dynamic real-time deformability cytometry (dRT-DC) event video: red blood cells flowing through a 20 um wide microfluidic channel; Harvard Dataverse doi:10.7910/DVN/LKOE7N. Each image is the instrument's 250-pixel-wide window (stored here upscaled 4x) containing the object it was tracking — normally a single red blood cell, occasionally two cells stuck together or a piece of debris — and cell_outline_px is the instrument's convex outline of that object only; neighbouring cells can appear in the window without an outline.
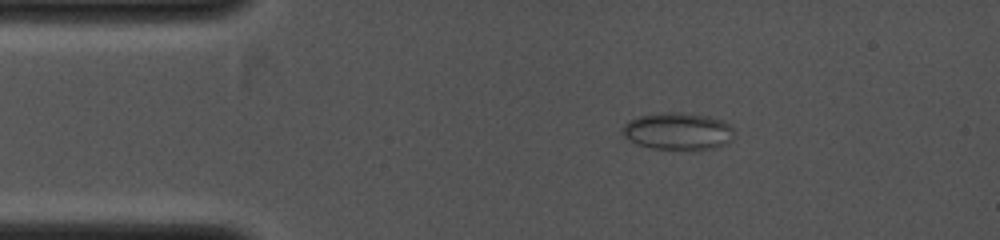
{"species": "common noctule bat (a hibernating species)", "species_latin": "Nyctalus noctula", "temperature_condition": "cold", "stored_images_in_passage": 4, "camera_frame_rate_fps": 4000, "um_per_image_px": 0.085, "animal": {"sex": "female", "body_mass_g": 19.0, "forearm_length_mm": 53.3}, "frame": {"image": 1, "passage_image": 2, "time_ms": 1.5, "image_size_px": [1000, 240], "cell_outline_px": [[736, 136], [732, 140], [708, 148], [652, 148], [640, 144], [632, 140], [620, 128], [628, 120], [640, 116], [660, 112], [680, 112], [708, 116], [724, 120], [736, 132]], "centroid_in_image_um": [57.66, 11.11], "position_along_channel_um": 27.3, "area_um2": 23.64}}